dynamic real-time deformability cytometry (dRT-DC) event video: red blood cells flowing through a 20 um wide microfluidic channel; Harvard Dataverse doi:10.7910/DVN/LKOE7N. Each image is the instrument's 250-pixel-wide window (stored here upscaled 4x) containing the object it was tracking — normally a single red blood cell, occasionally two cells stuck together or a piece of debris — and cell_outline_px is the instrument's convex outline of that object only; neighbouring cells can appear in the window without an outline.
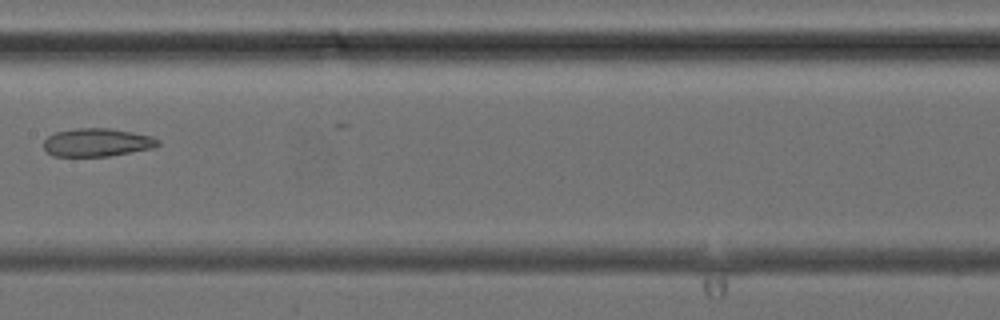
{"species": "common noctule bat (a hibernating species)", "species_latin": "Nyctalus noctula", "temperature_condition": "cold", "stored_images_in_passage": 7, "camera_frame_rate_fps": 3000, "um_per_image_px": 0.085, "animal": {"sex": "female", "body_mass_g": 24.6, "forearm_length_mm": 56.2}, "frame": {"image": 1, "passage_image": 7, "time_ms": 8.0, "image_size_px": [1000, 320], "cell_outline_px": [[160, 144], [152, 148], [108, 156], [52, 156], [44, 148], [44, 140], [48, 136], [56, 132], [76, 128], [108, 128], [132, 132], [152, 136], [160, 140]], "centroid_in_image_um": [8.25, 12.1], "position_along_channel_um": 199.2, "area_um2": 18.67}}